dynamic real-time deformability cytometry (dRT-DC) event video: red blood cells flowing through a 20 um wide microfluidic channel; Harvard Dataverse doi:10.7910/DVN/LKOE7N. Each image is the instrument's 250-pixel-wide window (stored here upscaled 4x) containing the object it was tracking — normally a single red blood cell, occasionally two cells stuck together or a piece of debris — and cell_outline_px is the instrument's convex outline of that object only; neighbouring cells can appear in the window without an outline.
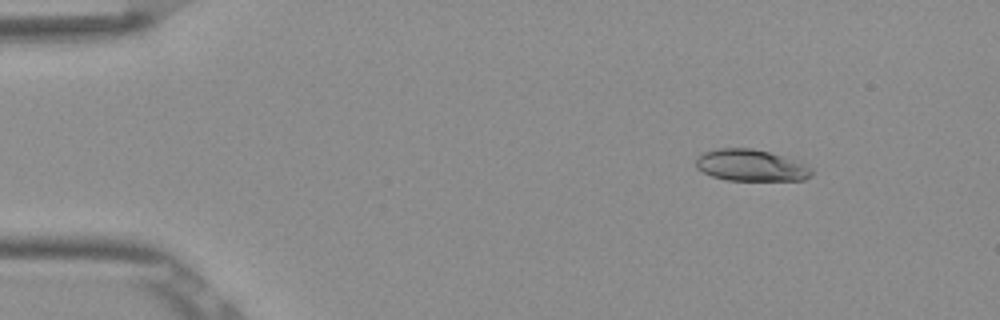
{"species": "Egyptian fruit bat (a non-hibernating species)", "species_latin": "Rousettus aegyptiacus", "temperature_condition": "room temperature", "stored_images_in_passage": 47, "camera_frame_rate_fps": 3000, "um_per_image_px": 0.085, "frame": {"image": 1, "passage_image": 1, "time_ms": 0.0, "image_size_px": [1000, 320], "cell_outline_px": [[812, 176], [804, 180], [724, 180], [712, 176], [696, 168], [696, 156], [704, 152], [720, 148], [752, 148], [768, 152], [804, 164], [812, 168]], "centroid_in_image_um": [63.79, 14.06], "position_along_channel_um": 21.2, "area_um2": 21.15}}
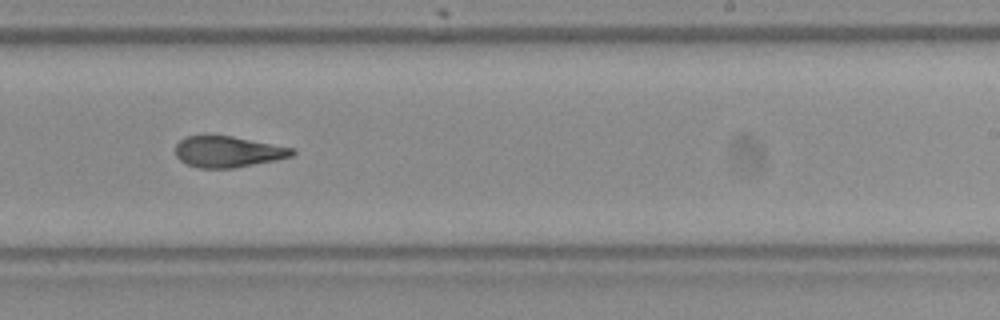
{"frame": {"image": 2, "passage_image": 27, "time_ms": 8.667, "image_size_px": [1000, 320], "cell_outline_px": [[296, 152], [292, 156], [276, 160], [232, 168], [200, 168], [188, 164], [180, 160], [176, 156], [176, 144], [184, 136], [232, 136], [296, 148]], "centroid_in_image_um": [19.4, 12.89], "position_along_channel_um": 269.6, "area_um2": 21.1}}
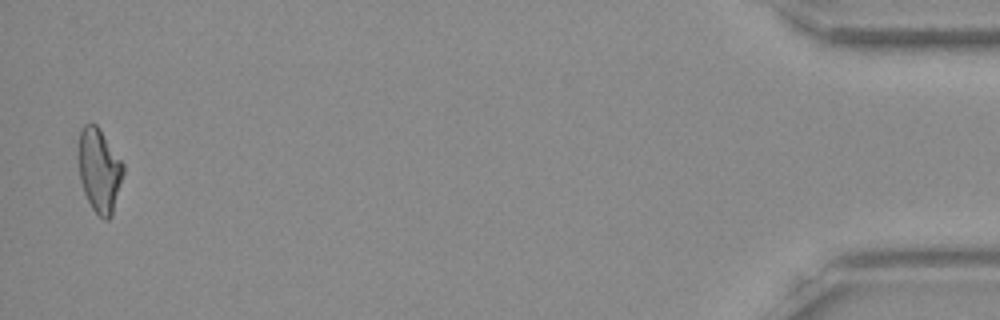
{"frame": {"image": 3, "passage_image": 46, "time_ms": 15.0, "image_size_px": [1000, 320], "cell_outline_px": [[124, 172], [112, 216], [108, 220], [104, 220], [92, 208], [84, 192], [80, 180], [76, 156], [80, 132], [84, 124], [96, 124], [100, 128], [124, 164]], "centroid_in_image_um": [8.42, 14.46], "position_along_channel_um": 426.8, "area_um2": 22.25}, "authors_computed_cell_mechanics": {"area_um2": 21.964, "velocity_mm_per_s": 3.8807, "shape_relaxation_time_tau1_ms": 11.3596, "shape_relaxation_time_tau2_ms": 2.5446, "deformation_change_tau1": 0.2559, "deformation_change_tau2": 0.1043}}